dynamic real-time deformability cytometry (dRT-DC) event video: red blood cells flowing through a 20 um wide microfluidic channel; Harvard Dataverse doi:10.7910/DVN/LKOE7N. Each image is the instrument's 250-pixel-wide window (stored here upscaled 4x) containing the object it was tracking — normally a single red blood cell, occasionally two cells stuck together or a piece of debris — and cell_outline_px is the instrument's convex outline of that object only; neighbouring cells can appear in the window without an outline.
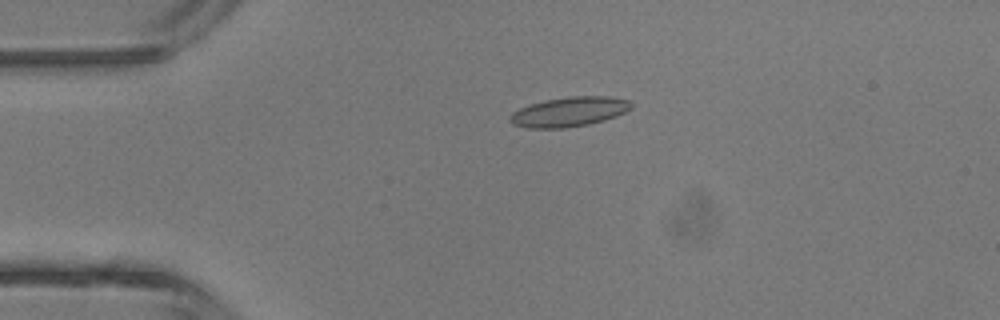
{"species": "common noctule bat (a hibernating species)", "species_latin": "Nyctalus noctula", "temperature_condition": "room temperature", "stored_images_in_passage": 3, "camera_frame_rate_fps": 3000, "um_per_image_px": 0.085, "animal": {"sex": "male", "body_mass_g": 13.3}, "frame": {"image": 1, "passage_image": 3, "time_ms": 2.333, "image_size_px": [1000, 320], "cell_outline_px": [[632, 108], [616, 116], [604, 120], [588, 124], [564, 128], [528, 128], [512, 124], [508, 120], [512, 112], [520, 108], [532, 104], [548, 100], [572, 96], [608, 96], [628, 100], [632, 104]], "centroid_in_image_um": [48.38, 9.51], "position_along_channel_um": 36.6, "area_um2": 20.75}}